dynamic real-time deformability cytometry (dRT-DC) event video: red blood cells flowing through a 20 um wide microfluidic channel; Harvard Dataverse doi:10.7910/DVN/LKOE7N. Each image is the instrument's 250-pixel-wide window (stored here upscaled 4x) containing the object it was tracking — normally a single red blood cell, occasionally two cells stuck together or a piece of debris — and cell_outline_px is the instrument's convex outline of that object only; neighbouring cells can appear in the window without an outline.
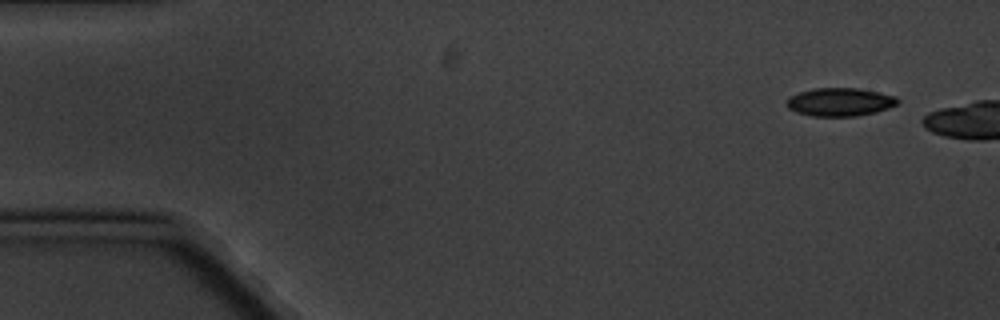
{"species": "common noctule bat (a hibernating species)", "species_latin": "Nyctalus noctula", "temperature_condition": "cold", "stored_images_in_passage": 3, "camera_frame_rate_fps": 3000, "um_per_image_px": 0.085, "animal": {"sex": "male", "body_mass_g": 20.1, "forearm_length_mm": 53.5}, "frame": {"image": 1, "passage_image": 1, "time_ms": 0.0, "image_size_px": [1000, 320], "cell_outline_px": [[900, 104], [876, 112], [856, 116], [812, 116], [796, 112], [788, 108], [784, 104], [788, 96], [800, 92], [816, 88], [860, 88], [896, 96], [900, 100]], "centroid_in_image_um": [71.4, 8.67], "position_along_channel_um": 13.6, "area_um2": 18.5}}